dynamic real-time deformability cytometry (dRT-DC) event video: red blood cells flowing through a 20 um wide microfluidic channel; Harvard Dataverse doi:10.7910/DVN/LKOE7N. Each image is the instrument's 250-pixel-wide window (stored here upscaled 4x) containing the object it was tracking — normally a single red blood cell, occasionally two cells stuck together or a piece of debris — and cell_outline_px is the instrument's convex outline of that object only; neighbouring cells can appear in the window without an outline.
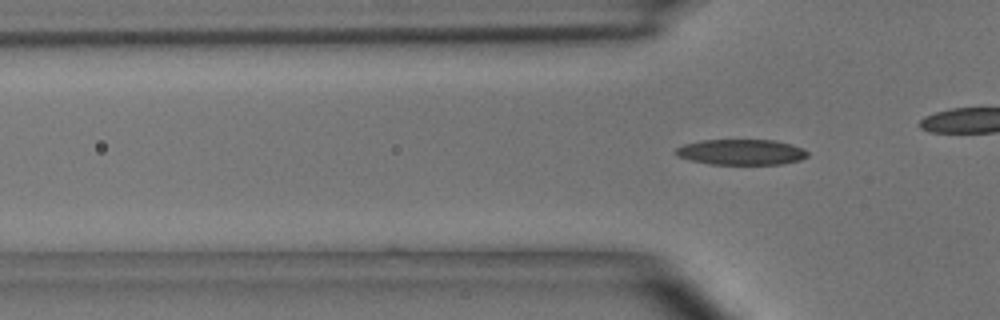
{"species": "common noctule bat (a hibernating species)", "species_latin": "Nyctalus noctula", "temperature_condition": "room temperature", "stored_images_in_passage": 5, "segment_of_instrument_passage": [2, 2], "camera_frame_rate_fps": 3000, "um_per_image_px": 0.085, "animal": {"sex": "male", "body_mass_g": 15.6}, "frame": {"image": 1, "passage_image": 5, "time_ms": 4.667, "image_size_px": [1000, 320], "cell_outline_px": [[808, 156], [800, 160], [780, 164], [708, 164], [676, 156], [676, 148], [684, 144], [700, 140], [772, 140], [792, 144], [808, 152]], "centroid_in_image_um": [62.99, 12.92], "position_along_channel_um": 62.8, "area_um2": 19.54}}